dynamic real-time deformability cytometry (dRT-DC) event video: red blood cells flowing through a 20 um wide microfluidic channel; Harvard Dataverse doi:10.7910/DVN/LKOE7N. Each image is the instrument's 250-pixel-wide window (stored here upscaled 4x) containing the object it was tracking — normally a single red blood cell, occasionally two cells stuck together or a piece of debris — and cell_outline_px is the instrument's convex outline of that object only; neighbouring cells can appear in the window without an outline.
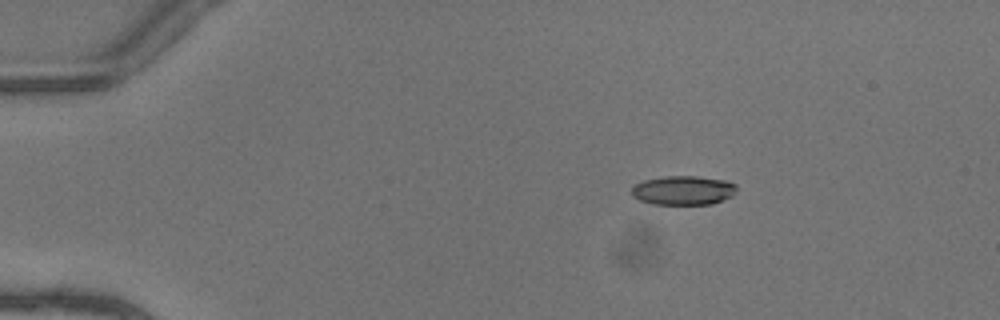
{"species": "common noctule bat (a hibernating species)", "species_latin": "Nyctalus noctula", "temperature_condition": "warm", "stored_images_in_passage": 43, "camera_frame_rate_fps": 3000, "um_per_image_px": 0.085, "animal": {"sex": "female"}, "frame": {"image": 1, "passage_image": 1, "time_ms": 0.0, "image_size_px": [1000, 320], "cell_outline_px": [[736, 192], [732, 196], [712, 204], [652, 204], [640, 200], [632, 196], [632, 188], [636, 184], [644, 180], [664, 176], [696, 176], [728, 180], [736, 184]], "centroid_in_image_um": [58.11, 16.17], "position_along_channel_um": 26.9, "area_um2": 17.92}}
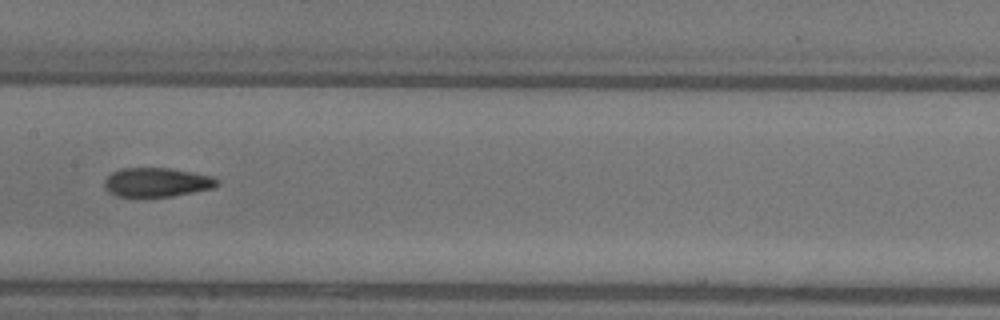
{"frame": {"image": 2, "passage_image": 19, "time_ms": 6.0, "image_size_px": [1000, 320], "cell_outline_px": [[220, 184], [212, 188], [172, 196], [136, 200], [116, 196], [108, 192], [104, 188], [104, 180], [112, 172], [120, 168], [168, 168], [216, 176], [220, 180]], "centroid_in_image_um": [13.29, 15.53], "position_along_channel_um": 194.1, "area_um2": 20.0}}
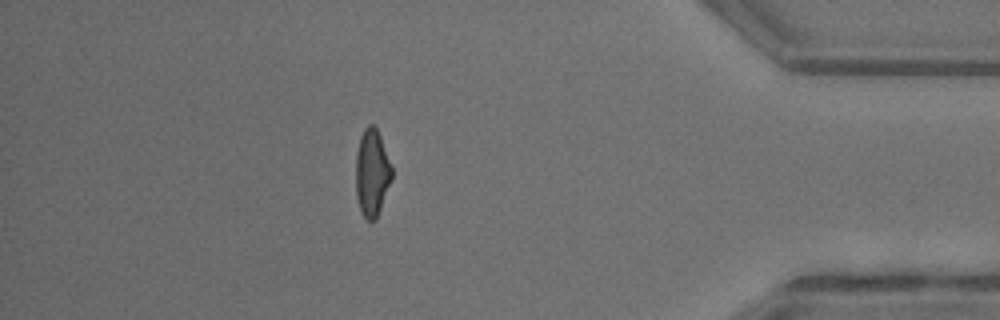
{"frame": {"image": 3, "passage_image": 37, "time_ms": 12.0, "image_size_px": [1000, 320], "cell_outline_px": [[392, 180], [376, 220], [368, 220], [360, 212], [356, 196], [356, 152], [360, 136], [364, 128], [368, 124], [372, 124], [376, 128], [380, 136], [392, 168]], "centroid_in_image_um": [31.61, 14.7], "position_along_channel_um": 403.6, "area_um2": 18.38}, "authors_computed_cell_mechanics": {"area_um2": 19.2474, "velocity_mm_per_s": 4.1411, "shape_relaxation_time_tau1_ms": 5.8948, "shape_relaxation_time_tau2_ms": 1.7391, "deformation_change_tau1": 0.2085, "deformation_change_tau2": 0.0928}}